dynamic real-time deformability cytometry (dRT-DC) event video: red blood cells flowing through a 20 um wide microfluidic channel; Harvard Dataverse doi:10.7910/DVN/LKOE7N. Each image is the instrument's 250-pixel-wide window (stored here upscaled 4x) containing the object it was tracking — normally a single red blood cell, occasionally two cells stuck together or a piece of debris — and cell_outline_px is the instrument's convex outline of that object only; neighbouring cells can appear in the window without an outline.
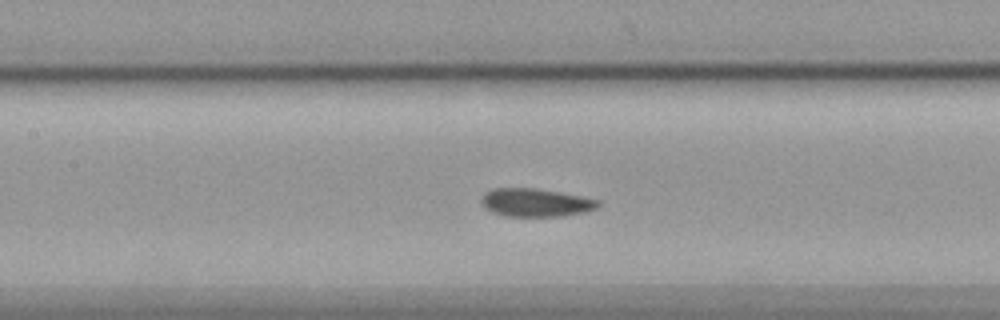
{"species": "common noctule bat (a hibernating species)", "species_latin": "Nyctalus noctula", "temperature_condition": "cold", "stored_images_in_passage": 55, "segment_of_instrument_passage": [1, 2], "camera_frame_rate_fps": 3000, "um_per_image_px": 0.085, "animal": {"sex": "female", "body_mass_g": 19.9}, "frame": {"image": 1, "passage_image": 23, "time_ms": 7.333, "image_size_px": [1000, 320], "cell_outline_px": [[600, 204], [596, 208], [584, 212], [564, 216], [504, 216], [492, 212], [484, 208], [480, 204], [480, 200], [484, 192], [492, 188], [536, 188], [560, 192], [600, 200]], "centroid_in_image_um": [45.48, 17.21], "position_along_channel_um": 161.9, "area_um2": 19.36}}
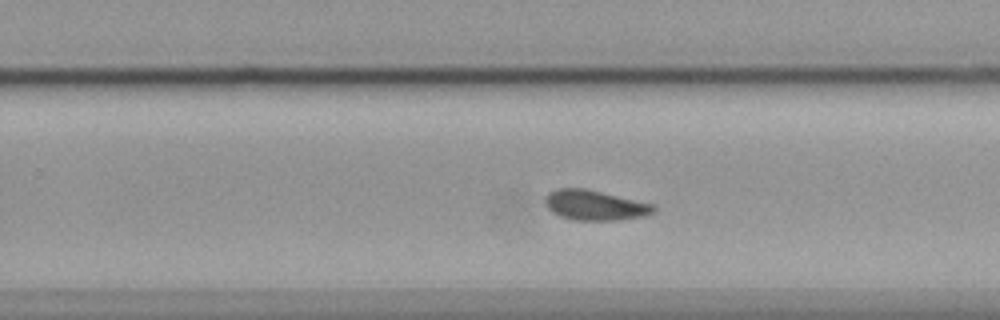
{"frame": {"image": 2, "passage_image": 33, "time_ms": 10.667, "image_size_px": [1000, 320], "cell_outline_px": [[656, 208], [652, 212], [644, 216], [616, 220], [576, 220], [560, 216], [552, 212], [544, 204], [544, 196], [548, 192], [556, 188], [584, 188], [656, 204]], "centroid_in_image_um": [50.53, 17.43], "position_along_channel_um": 279.3, "area_um2": 19.13}}
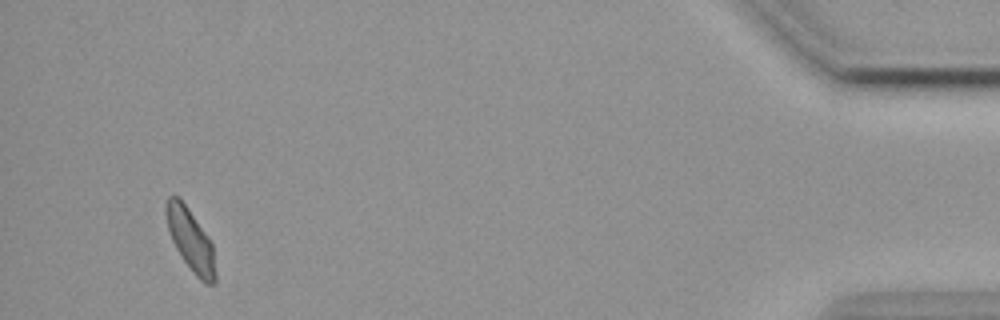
{"frame": {"image": 3, "passage_image": 51, "time_ms": 16.667, "image_size_px": [1000, 320], "cell_outline_px": [[216, 284], [204, 284], [192, 272], [176, 248], [172, 240], [168, 228], [168, 196], [180, 196], [212, 244], [216, 272]], "centroid_in_image_um": [16.25, 20.48], "position_along_channel_um": 419.0, "area_um2": 17.28}}